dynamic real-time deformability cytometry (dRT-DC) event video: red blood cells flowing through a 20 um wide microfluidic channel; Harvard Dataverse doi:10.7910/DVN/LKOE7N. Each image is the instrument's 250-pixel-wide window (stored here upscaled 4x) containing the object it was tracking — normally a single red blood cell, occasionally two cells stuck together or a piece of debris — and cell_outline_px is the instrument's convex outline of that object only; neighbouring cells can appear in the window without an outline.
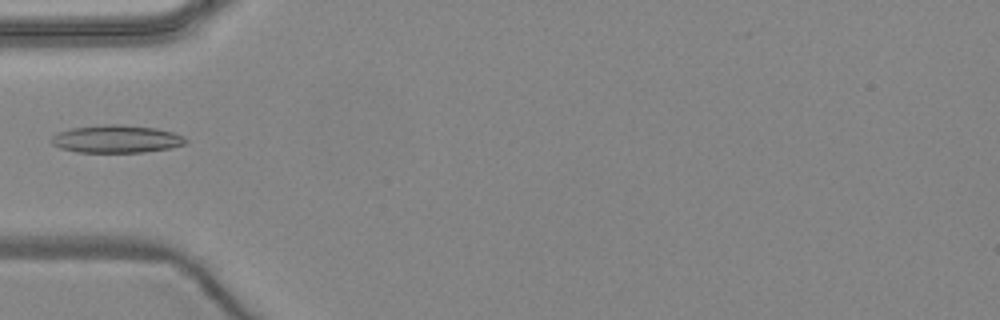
{"species": "common noctule bat (a hibernating species)", "species_latin": "Nyctalus noctula", "temperature_condition": "warm", "stored_images_in_passage": 5, "camera_frame_rate_fps": 3000, "um_per_image_px": 0.085, "animal": {"sex": "female", "body_mass_g": 24.6, "forearm_length_mm": 56.2}, "frame": {"image": 1, "passage_image": 5, "time_ms": 5.0, "image_size_px": [1000, 320], "cell_outline_px": [[188, 140], [184, 144], [172, 148], [144, 152], [76, 152], [60, 148], [52, 144], [52, 136], [56, 132], [72, 128], [108, 124], [120, 124], [156, 128], [172, 132], [184, 136]], "centroid_in_image_um": [9.9, 11.81], "position_along_channel_um": 75.1, "area_um2": 21.73}}